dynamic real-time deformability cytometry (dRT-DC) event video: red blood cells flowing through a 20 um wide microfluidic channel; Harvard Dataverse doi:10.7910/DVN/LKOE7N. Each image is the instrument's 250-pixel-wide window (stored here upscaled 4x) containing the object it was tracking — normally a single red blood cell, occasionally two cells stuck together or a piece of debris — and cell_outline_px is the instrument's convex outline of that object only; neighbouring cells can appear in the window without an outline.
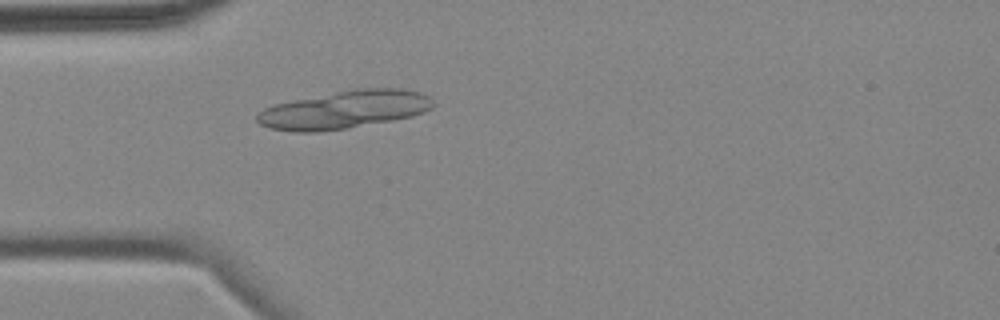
{"species": "common noctule bat (a hibernating species)", "species_latin": "Nyctalus noctula", "temperature_condition": "cold", "stored_images_in_passage": 1, "camera_frame_rate_fps": 3000, "um_per_image_px": 0.085, "animal": {"sex": "female", "body_mass_g": 18.4}, "frame": {"image": 1, "passage_image": 1, "time_ms": 0.0, "image_size_px": [1000, 320], "cell_outline_px": [[436, 104], [432, 108], [424, 112], [412, 116], [392, 120], [344, 128], [316, 132], [296, 132], [268, 128], [260, 124], [256, 120], [256, 112], [264, 108], [276, 104], [356, 88], [400, 88], [420, 92], [428, 96]], "centroid_in_image_um": [29.28, 9.32], "position_along_channel_um": 55.7, "area_um2": 38.61}}